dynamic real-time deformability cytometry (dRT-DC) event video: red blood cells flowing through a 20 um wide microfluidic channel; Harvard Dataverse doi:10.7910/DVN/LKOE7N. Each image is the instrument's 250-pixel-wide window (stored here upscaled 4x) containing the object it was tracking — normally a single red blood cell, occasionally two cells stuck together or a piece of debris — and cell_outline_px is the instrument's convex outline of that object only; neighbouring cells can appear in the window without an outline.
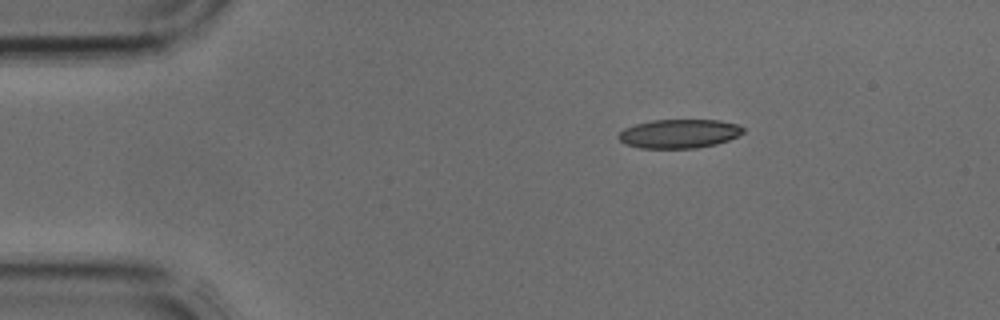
{"species": "common noctule bat (a hibernating species)", "species_latin": "Nyctalus noctula", "temperature_condition": "cold", "stored_images_in_passage": 2, "camera_frame_rate_fps": 3000, "um_per_image_px": 0.085, "animal": {"sex": "male", "body_mass_g": 17.9, "forearm_length_mm": 54.2}, "frame": {"image": 1, "passage_image": 1, "time_ms": 0.0, "image_size_px": [1000, 320], "cell_outline_px": [[744, 132], [728, 140], [716, 144], [696, 148], [640, 148], [624, 144], [616, 136], [624, 128], [636, 124], [652, 120], [720, 120], [736, 124], [744, 128]], "centroid_in_image_um": [57.7, 11.36], "position_along_channel_um": 27.3, "area_um2": 20.98}}